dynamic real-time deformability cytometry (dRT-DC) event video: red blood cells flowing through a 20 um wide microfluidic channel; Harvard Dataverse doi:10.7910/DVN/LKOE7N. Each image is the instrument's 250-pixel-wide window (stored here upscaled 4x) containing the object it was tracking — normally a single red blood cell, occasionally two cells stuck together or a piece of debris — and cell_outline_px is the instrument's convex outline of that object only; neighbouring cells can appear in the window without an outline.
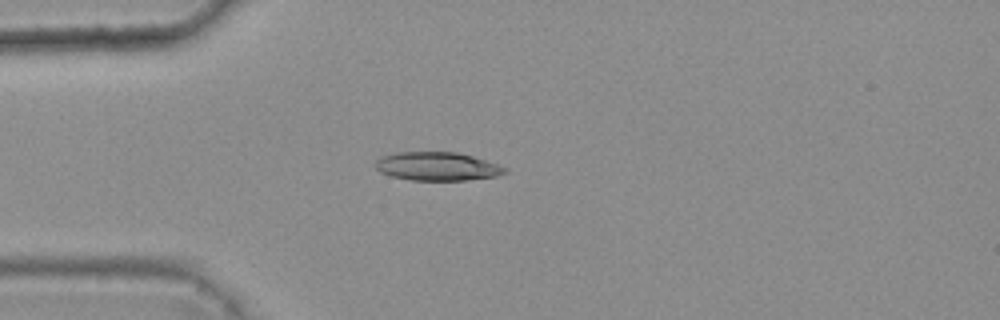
{"species": "common noctule bat (a hibernating species)", "species_latin": "Nyctalus noctula", "temperature_condition": "warm", "stored_images_in_passage": 1, "camera_frame_rate_fps": 3000, "um_per_image_px": 0.085, "animal": {"sex": "female", "body_mass_g": 25.1}, "frame": {"image": 1, "passage_image": 1, "time_ms": 0.0, "image_size_px": [1000, 320], "cell_outline_px": [[508, 172], [496, 176], [464, 180], [412, 180], [392, 176], [380, 172], [372, 164], [380, 156], [396, 152], [456, 152], [472, 156], [508, 168]], "centroid_in_image_um": [37.12, 14.13], "position_along_channel_um": 47.9, "area_um2": 21.5}}